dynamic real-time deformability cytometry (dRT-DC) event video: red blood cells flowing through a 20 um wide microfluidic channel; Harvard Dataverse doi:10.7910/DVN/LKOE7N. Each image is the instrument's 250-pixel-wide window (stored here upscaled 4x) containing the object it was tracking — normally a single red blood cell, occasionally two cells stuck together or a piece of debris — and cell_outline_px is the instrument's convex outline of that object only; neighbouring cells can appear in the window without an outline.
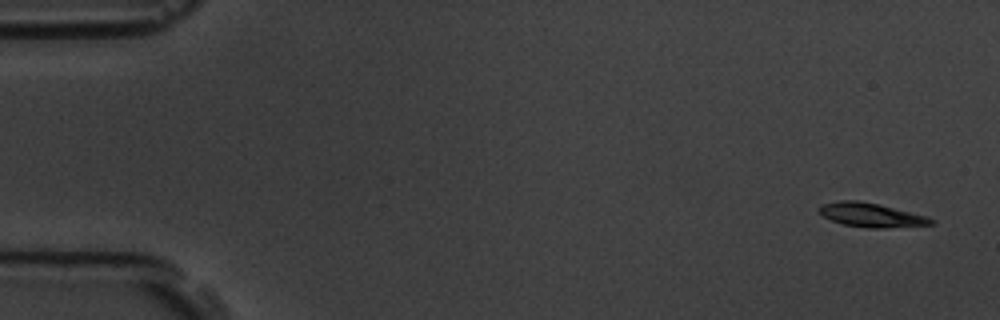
{"species": "common noctule bat (a hibernating species)", "species_latin": "Nyctalus noctula", "temperature_condition": "room temperature", "stored_images_in_passage": 6, "camera_frame_rate_fps": 3000, "um_per_image_px": 0.085, "animal": {"sex": "male", "body_mass_g": 19.5, "forearm_length_mm": 54.6}, "frame": {"image": 1, "passage_image": 1, "time_ms": 0.0, "image_size_px": [1000, 320], "cell_outline_px": [[936, 224], [884, 228], [868, 228], [844, 224], [832, 220], [824, 216], [820, 212], [820, 204], [840, 200], [860, 200], [880, 204], [928, 216], [936, 220]], "centroid_in_image_um": [74.12, 18.27], "position_along_channel_um": 10.9, "area_um2": 15.78}}